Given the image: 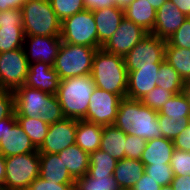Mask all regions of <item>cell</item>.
<instances>
[{"label":"cell","instance_id":"ac0fdd59","mask_svg":"<svg viewBox=\"0 0 190 190\" xmlns=\"http://www.w3.org/2000/svg\"><path fill=\"white\" fill-rule=\"evenodd\" d=\"M160 66H141L128 72L127 94L130 99L140 100L157 86Z\"/></svg>","mask_w":190,"mask_h":190},{"label":"cell","instance_id":"4fadbf2b","mask_svg":"<svg viewBox=\"0 0 190 190\" xmlns=\"http://www.w3.org/2000/svg\"><path fill=\"white\" fill-rule=\"evenodd\" d=\"M24 40L21 9L0 12V52L23 48Z\"/></svg>","mask_w":190,"mask_h":190},{"label":"cell","instance_id":"681fc988","mask_svg":"<svg viewBox=\"0 0 190 190\" xmlns=\"http://www.w3.org/2000/svg\"><path fill=\"white\" fill-rule=\"evenodd\" d=\"M175 4L180 11L188 18H190V0H170Z\"/></svg>","mask_w":190,"mask_h":190},{"label":"cell","instance_id":"4dcf8cb0","mask_svg":"<svg viewBox=\"0 0 190 190\" xmlns=\"http://www.w3.org/2000/svg\"><path fill=\"white\" fill-rule=\"evenodd\" d=\"M18 124L22 127L27 136L31 139L33 145L38 149L49 130V124L40 117H16Z\"/></svg>","mask_w":190,"mask_h":190},{"label":"cell","instance_id":"7402d4cb","mask_svg":"<svg viewBox=\"0 0 190 190\" xmlns=\"http://www.w3.org/2000/svg\"><path fill=\"white\" fill-rule=\"evenodd\" d=\"M173 140L164 137L147 140L140 160L144 165L170 164L174 151Z\"/></svg>","mask_w":190,"mask_h":190},{"label":"cell","instance_id":"836d02e7","mask_svg":"<svg viewBox=\"0 0 190 190\" xmlns=\"http://www.w3.org/2000/svg\"><path fill=\"white\" fill-rule=\"evenodd\" d=\"M158 122L162 137L174 140L190 124V118L170 119L158 112Z\"/></svg>","mask_w":190,"mask_h":190},{"label":"cell","instance_id":"60d3db41","mask_svg":"<svg viewBox=\"0 0 190 190\" xmlns=\"http://www.w3.org/2000/svg\"><path fill=\"white\" fill-rule=\"evenodd\" d=\"M147 141L141 137L126 134V155L125 158L140 160L145 150Z\"/></svg>","mask_w":190,"mask_h":190},{"label":"cell","instance_id":"3957f363","mask_svg":"<svg viewBox=\"0 0 190 190\" xmlns=\"http://www.w3.org/2000/svg\"><path fill=\"white\" fill-rule=\"evenodd\" d=\"M95 88L91 75L60 80L56 96L65 118L86 120L90 98Z\"/></svg>","mask_w":190,"mask_h":190},{"label":"cell","instance_id":"f35d334b","mask_svg":"<svg viewBox=\"0 0 190 190\" xmlns=\"http://www.w3.org/2000/svg\"><path fill=\"white\" fill-rule=\"evenodd\" d=\"M170 165L174 176L190 175V152L174 149Z\"/></svg>","mask_w":190,"mask_h":190},{"label":"cell","instance_id":"1f68e13d","mask_svg":"<svg viewBox=\"0 0 190 190\" xmlns=\"http://www.w3.org/2000/svg\"><path fill=\"white\" fill-rule=\"evenodd\" d=\"M89 160L90 165L88 174L90 176H111L118 162L100 149L90 153Z\"/></svg>","mask_w":190,"mask_h":190},{"label":"cell","instance_id":"30bf717a","mask_svg":"<svg viewBox=\"0 0 190 190\" xmlns=\"http://www.w3.org/2000/svg\"><path fill=\"white\" fill-rule=\"evenodd\" d=\"M121 97L95 88L89 102L86 121L102 126L114 124Z\"/></svg>","mask_w":190,"mask_h":190},{"label":"cell","instance_id":"ee69618b","mask_svg":"<svg viewBox=\"0 0 190 190\" xmlns=\"http://www.w3.org/2000/svg\"><path fill=\"white\" fill-rule=\"evenodd\" d=\"M75 184H55L53 181H46L38 176L27 190H74Z\"/></svg>","mask_w":190,"mask_h":190},{"label":"cell","instance_id":"cb8c5ba5","mask_svg":"<svg viewBox=\"0 0 190 190\" xmlns=\"http://www.w3.org/2000/svg\"><path fill=\"white\" fill-rule=\"evenodd\" d=\"M58 156L75 180L88 173L90 165L89 154L78 145L73 144L69 146L63 151H60Z\"/></svg>","mask_w":190,"mask_h":190},{"label":"cell","instance_id":"4316f807","mask_svg":"<svg viewBox=\"0 0 190 190\" xmlns=\"http://www.w3.org/2000/svg\"><path fill=\"white\" fill-rule=\"evenodd\" d=\"M156 12L147 0H133L124 9V17L151 34L155 24Z\"/></svg>","mask_w":190,"mask_h":190},{"label":"cell","instance_id":"d590c367","mask_svg":"<svg viewBox=\"0 0 190 190\" xmlns=\"http://www.w3.org/2000/svg\"><path fill=\"white\" fill-rule=\"evenodd\" d=\"M145 173L152 178L159 186H169L174 178L170 164L164 165H144Z\"/></svg>","mask_w":190,"mask_h":190},{"label":"cell","instance_id":"9c48e42d","mask_svg":"<svg viewBox=\"0 0 190 190\" xmlns=\"http://www.w3.org/2000/svg\"><path fill=\"white\" fill-rule=\"evenodd\" d=\"M29 63L24 48L2 52L0 57V90L14 91L25 85Z\"/></svg>","mask_w":190,"mask_h":190},{"label":"cell","instance_id":"db71d44e","mask_svg":"<svg viewBox=\"0 0 190 190\" xmlns=\"http://www.w3.org/2000/svg\"><path fill=\"white\" fill-rule=\"evenodd\" d=\"M160 190H174V189H173V187L171 185H169V186L161 187Z\"/></svg>","mask_w":190,"mask_h":190},{"label":"cell","instance_id":"5b68a950","mask_svg":"<svg viewBox=\"0 0 190 190\" xmlns=\"http://www.w3.org/2000/svg\"><path fill=\"white\" fill-rule=\"evenodd\" d=\"M97 49L99 48L62 42L53 65L60 80L91 75L93 58Z\"/></svg>","mask_w":190,"mask_h":190},{"label":"cell","instance_id":"8992f818","mask_svg":"<svg viewBox=\"0 0 190 190\" xmlns=\"http://www.w3.org/2000/svg\"><path fill=\"white\" fill-rule=\"evenodd\" d=\"M5 166V181L1 187L10 190H27L39 176V151L6 157Z\"/></svg>","mask_w":190,"mask_h":190},{"label":"cell","instance_id":"52a82bcc","mask_svg":"<svg viewBox=\"0 0 190 190\" xmlns=\"http://www.w3.org/2000/svg\"><path fill=\"white\" fill-rule=\"evenodd\" d=\"M62 42L98 48V32L93 11L83 10L61 21Z\"/></svg>","mask_w":190,"mask_h":190},{"label":"cell","instance_id":"2e32d148","mask_svg":"<svg viewBox=\"0 0 190 190\" xmlns=\"http://www.w3.org/2000/svg\"><path fill=\"white\" fill-rule=\"evenodd\" d=\"M15 116L16 117H39L44 115L45 98L48 93L22 85L14 91Z\"/></svg>","mask_w":190,"mask_h":190},{"label":"cell","instance_id":"8d00e7d4","mask_svg":"<svg viewBox=\"0 0 190 190\" xmlns=\"http://www.w3.org/2000/svg\"><path fill=\"white\" fill-rule=\"evenodd\" d=\"M174 95L175 94L173 92L156 86L152 91L140 99V101L143 105L158 112L162 106L165 105V103Z\"/></svg>","mask_w":190,"mask_h":190},{"label":"cell","instance_id":"b9f144b4","mask_svg":"<svg viewBox=\"0 0 190 190\" xmlns=\"http://www.w3.org/2000/svg\"><path fill=\"white\" fill-rule=\"evenodd\" d=\"M15 115V96L13 91L0 90V120Z\"/></svg>","mask_w":190,"mask_h":190},{"label":"cell","instance_id":"277c9868","mask_svg":"<svg viewBox=\"0 0 190 190\" xmlns=\"http://www.w3.org/2000/svg\"><path fill=\"white\" fill-rule=\"evenodd\" d=\"M20 9L25 36H60L61 21L49 0H27Z\"/></svg>","mask_w":190,"mask_h":190},{"label":"cell","instance_id":"ffe728a7","mask_svg":"<svg viewBox=\"0 0 190 190\" xmlns=\"http://www.w3.org/2000/svg\"><path fill=\"white\" fill-rule=\"evenodd\" d=\"M98 32V48L100 49L116 32L124 18V9L117 6L100 8L93 11Z\"/></svg>","mask_w":190,"mask_h":190},{"label":"cell","instance_id":"6da1fadb","mask_svg":"<svg viewBox=\"0 0 190 190\" xmlns=\"http://www.w3.org/2000/svg\"><path fill=\"white\" fill-rule=\"evenodd\" d=\"M158 112L142 104L140 100L122 98L114 125L125 134L150 140L161 138Z\"/></svg>","mask_w":190,"mask_h":190},{"label":"cell","instance_id":"f907efd6","mask_svg":"<svg viewBox=\"0 0 190 190\" xmlns=\"http://www.w3.org/2000/svg\"><path fill=\"white\" fill-rule=\"evenodd\" d=\"M6 174L5 157L0 154V187L4 184Z\"/></svg>","mask_w":190,"mask_h":190},{"label":"cell","instance_id":"44dd1931","mask_svg":"<svg viewBox=\"0 0 190 190\" xmlns=\"http://www.w3.org/2000/svg\"><path fill=\"white\" fill-rule=\"evenodd\" d=\"M40 170L39 176L44 180L55 184H75V179L71 176L66 166L58 154L39 153Z\"/></svg>","mask_w":190,"mask_h":190},{"label":"cell","instance_id":"f546056e","mask_svg":"<svg viewBox=\"0 0 190 190\" xmlns=\"http://www.w3.org/2000/svg\"><path fill=\"white\" fill-rule=\"evenodd\" d=\"M157 87L179 94L188 89V84L178 72L165 60L159 68Z\"/></svg>","mask_w":190,"mask_h":190},{"label":"cell","instance_id":"7dc6e473","mask_svg":"<svg viewBox=\"0 0 190 190\" xmlns=\"http://www.w3.org/2000/svg\"><path fill=\"white\" fill-rule=\"evenodd\" d=\"M171 186L174 190H190V175L174 176Z\"/></svg>","mask_w":190,"mask_h":190},{"label":"cell","instance_id":"7bdbcfd3","mask_svg":"<svg viewBox=\"0 0 190 190\" xmlns=\"http://www.w3.org/2000/svg\"><path fill=\"white\" fill-rule=\"evenodd\" d=\"M133 0H83L86 10L94 11L100 8L117 6L118 8H127Z\"/></svg>","mask_w":190,"mask_h":190},{"label":"cell","instance_id":"ab89813d","mask_svg":"<svg viewBox=\"0 0 190 190\" xmlns=\"http://www.w3.org/2000/svg\"><path fill=\"white\" fill-rule=\"evenodd\" d=\"M175 47L190 48V18L188 17L180 28L167 40Z\"/></svg>","mask_w":190,"mask_h":190},{"label":"cell","instance_id":"816d5d0a","mask_svg":"<svg viewBox=\"0 0 190 190\" xmlns=\"http://www.w3.org/2000/svg\"><path fill=\"white\" fill-rule=\"evenodd\" d=\"M147 1L157 11L167 0H147Z\"/></svg>","mask_w":190,"mask_h":190},{"label":"cell","instance_id":"ba28073f","mask_svg":"<svg viewBox=\"0 0 190 190\" xmlns=\"http://www.w3.org/2000/svg\"><path fill=\"white\" fill-rule=\"evenodd\" d=\"M165 46L166 40L149 33L123 57L127 72L141 66H160L165 59Z\"/></svg>","mask_w":190,"mask_h":190},{"label":"cell","instance_id":"7c38bea8","mask_svg":"<svg viewBox=\"0 0 190 190\" xmlns=\"http://www.w3.org/2000/svg\"><path fill=\"white\" fill-rule=\"evenodd\" d=\"M77 124L78 120L71 118L49 124L48 133L38 148L39 153L58 154L75 144Z\"/></svg>","mask_w":190,"mask_h":190},{"label":"cell","instance_id":"5bb4252c","mask_svg":"<svg viewBox=\"0 0 190 190\" xmlns=\"http://www.w3.org/2000/svg\"><path fill=\"white\" fill-rule=\"evenodd\" d=\"M61 44L60 36H25L23 48L29 64L40 61L53 66Z\"/></svg>","mask_w":190,"mask_h":190},{"label":"cell","instance_id":"e0dca14e","mask_svg":"<svg viewBox=\"0 0 190 190\" xmlns=\"http://www.w3.org/2000/svg\"><path fill=\"white\" fill-rule=\"evenodd\" d=\"M186 19L187 17L180 9L170 0H167L156 12L155 24L151 34L167 41Z\"/></svg>","mask_w":190,"mask_h":190},{"label":"cell","instance_id":"9a60e30c","mask_svg":"<svg viewBox=\"0 0 190 190\" xmlns=\"http://www.w3.org/2000/svg\"><path fill=\"white\" fill-rule=\"evenodd\" d=\"M37 150L31 139L18 124L16 116L10 115L7 117L5 132L0 140V154L6 158L13 155L32 153Z\"/></svg>","mask_w":190,"mask_h":190},{"label":"cell","instance_id":"d6986e66","mask_svg":"<svg viewBox=\"0 0 190 190\" xmlns=\"http://www.w3.org/2000/svg\"><path fill=\"white\" fill-rule=\"evenodd\" d=\"M60 78L53 66L44 62L29 64V71L25 85L38 89L48 94H56L59 88Z\"/></svg>","mask_w":190,"mask_h":190},{"label":"cell","instance_id":"d6a6232c","mask_svg":"<svg viewBox=\"0 0 190 190\" xmlns=\"http://www.w3.org/2000/svg\"><path fill=\"white\" fill-rule=\"evenodd\" d=\"M74 190H120L113 175L90 176L88 173L75 180Z\"/></svg>","mask_w":190,"mask_h":190},{"label":"cell","instance_id":"603a6c76","mask_svg":"<svg viewBox=\"0 0 190 190\" xmlns=\"http://www.w3.org/2000/svg\"><path fill=\"white\" fill-rule=\"evenodd\" d=\"M144 171L145 166L141 160L123 158L117 162L113 176L120 190L132 189Z\"/></svg>","mask_w":190,"mask_h":190},{"label":"cell","instance_id":"74e56055","mask_svg":"<svg viewBox=\"0 0 190 190\" xmlns=\"http://www.w3.org/2000/svg\"><path fill=\"white\" fill-rule=\"evenodd\" d=\"M39 117L48 124H53L65 118L56 94H48L45 98L44 115Z\"/></svg>","mask_w":190,"mask_h":190},{"label":"cell","instance_id":"83f0119b","mask_svg":"<svg viewBox=\"0 0 190 190\" xmlns=\"http://www.w3.org/2000/svg\"><path fill=\"white\" fill-rule=\"evenodd\" d=\"M182 77L190 83V48H180L170 45L166 41L165 59Z\"/></svg>","mask_w":190,"mask_h":190},{"label":"cell","instance_id":"d4e9b609","mask_svg":"<svg viewBox=\"0 0 190 190\" xmlns=\"http://www.w3.org/2000/svg\"><path fill=\"white\" fill-rule=\"evenodd\" d=\"M103 126L78 120L75 144L88 154L100 149Z\"/></svg>","mask_w":190,"mask_h":190},{"label":"cell","instance_id":"f5cc1de1","mask_svg":"<svg viewBox=\"0 0 190 190\" xmlns=\"http://www.w3.org/2000/svg\"><path fill=\"white\" fill-rule=\"evenodd\" d=\"M5 125H7V117L0 120V140L3 138V134L5 132Z\"/></svg>","mask_w":190,"mask_h":190},{"label":"cell","instance_id":"e575fe53","mask_svg":"<svg viewBox=\"0 0 190 190\" xmlns=\"http://www.w3.org/2000/svg\"><path fill=\"white\" fill-rule=\"evenodd\" d=\"M52 9L55 11L58 19L63 21L78 12L85 10L83 0H49Z\"/></svg>","mask_w":190,"mask_h":190},{"label":"cell","instance_id":"f6af8a7d","mask_svg":"<svg viewBox=\"0 0 190 190\" xmlns=\"http://www.w3.org/2000/svg\"><path fill=\"white\" fill-rule=\"evenodd\" d=\"M174 148L190 152V124L174 140Z\"/></svg>","mask_w":190,"mask_h":190},{"label":"cell","instance_id":"8fae6325","mask_svg":"<svg viewBox=\"0 0 190 190\" xmlns=\"http://www.w3.org/2000/svg\"><path fill=\"white\" fill-rule=\"evenodd\" d=\"M148 34L141 26L124 17L116 32L101 48L106 52L124 57Z\"/></svg>","mask_w":190,"mask_h":190},{"label":"cell","instance_id":"11a10c76","mask_svg":"<svg viewBox=\"0 0 190 190\" xmlns=\"http://www.w3.org/2000/svg\"><path fill=\"white\" fill-rule=\"evenodd\" d=\"M0 190H10V189H5V188L0 187Z\"/></svg>","mask_w":190,"mask_h":190},{"label":"cell","instance_id":"f1b7e54d","mask_svg":"<svg viewBox=\"0 0 190 190\" xmlns=\"http://www.w3.org/2000/svg\"><path fill=\"white\" fill-rule=\"evenodd\" d=\"M158 112L170 119L190 118V91L186 89L179 94H175Z\"/></svg>","mask_w":190,"mask_h":190},{"label":"cell","instance_id":"bcb514c9","mask_svg":"<svg viewBox=\"0 0 190 190\" xmlns=\"http://www.w3.org/2000/svg\"><path fill=\"white\" fill-rule=\"evenodd\" d=\"M161 186H159L156 181L150 178L145 172L143 173L141 179L135 184L132 188L133 190H160Z\"/></svg>","mask_w":190,"mask_h":190},{"label":"cell","instance_id":"c3c4849f","mask_svg":"<svg viewBox=\"0 0 190 190\" xmlns=\"http://www.w3.org/2000/svg\"><path fill=\"white\" fill-rule=\"evenodd\" d=\"M27 0H0V12L8 9H20Z\"/></svg>","mask_w":190,"mask_h":190},{"label":"cell","instance_id":"484cf974","mask_svg":"<svg viewBox=\"0 0 190 190\" xmlns=\"http://www.w3.org/2000/svg\"><path fill=\"white\" fill-rule=\"evenodd\" d=\"M100 150L117 161L126 155V134L114 124L103 126Z\"/></svg>","mask_w":190,"mask_h":190},{"label":"cell","instance_id":"7a4b0ae2","mask_svg":"<svg viewBox=\"0 0 190 190\" xmlns=\"http://www.w3.org/2000/svg\"><path fill=\"white\" fill-rule=\"evenodd\" d=\"M91 77L97 88L115 93L121 98L127 94L128 72L122 56L102 48L94 54Z\"/></svg>","mask_w":190,"mask_h":190}]
</instances>
